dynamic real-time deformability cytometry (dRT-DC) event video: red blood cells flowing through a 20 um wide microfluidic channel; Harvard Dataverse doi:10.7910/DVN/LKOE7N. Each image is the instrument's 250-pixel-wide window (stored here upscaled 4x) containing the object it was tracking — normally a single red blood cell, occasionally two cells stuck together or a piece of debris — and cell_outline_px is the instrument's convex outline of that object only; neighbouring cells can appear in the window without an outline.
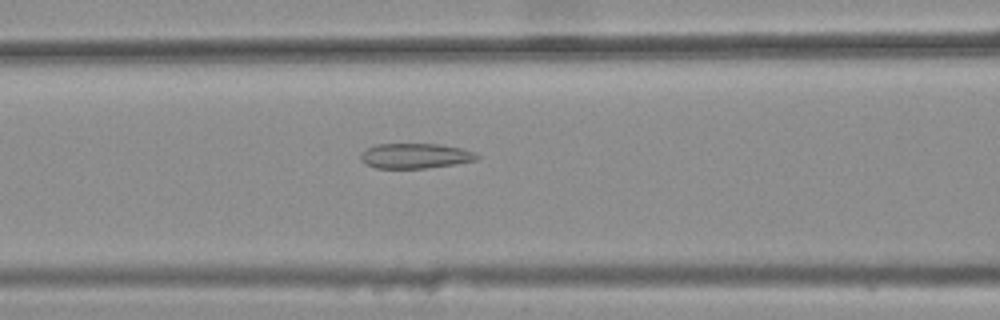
{"species": "common noctule bat (a hibernating species)", "species_latin": "Nyctalus noctula", "temperature_condition": "warm", "stored_images_in_passage": 38, "camera_frame_rate_fps": 3000, "um_per_image_px": 0.085, "animal": {"sex": "female", "body_mass_g": 25.1}, "frame": {"image": 1, "passage_image": 13, "time_ms": 4.0, "image_size_px": [1000, 320], "cell_outline_px": [[480, 156], [476, 160], [452, 164], [424, 168], [376, 168], [360, 160], [360, 156], [368, 148], [376, 144], [440, 144], [460, 148], [476, 152]], "centroid_in_image_um": [35.31, 13.24], "position_along_channel_um": 131.3, "area_um2": 16.76}}
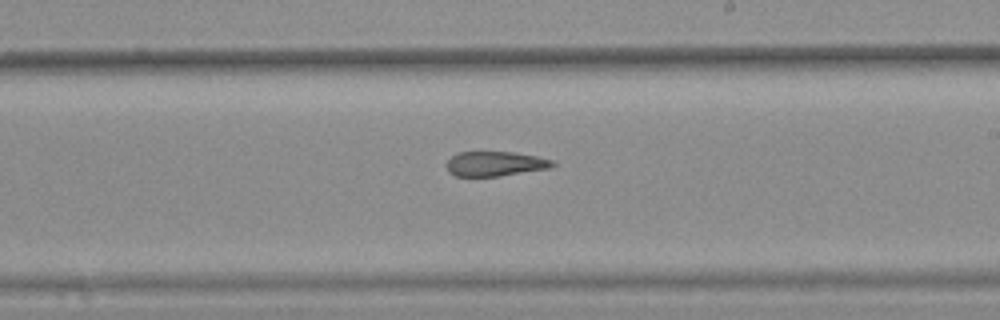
{"frame": {"image": 2, "passage_image": 22, "time_ms": 7.0, "image_size_px": [1000, 320], "cell_outline_px": [[556, 164], [548, 168], [500, 176], [456, 176], [448, 172], [444, 164], [452, 156], [460, 152], [512, 152], [536, 156], [552, 160]], "centroid_in_image_um": [42.03, 13.92], "position_along_channel_um": 247.0, "area_um2": 15.2}}
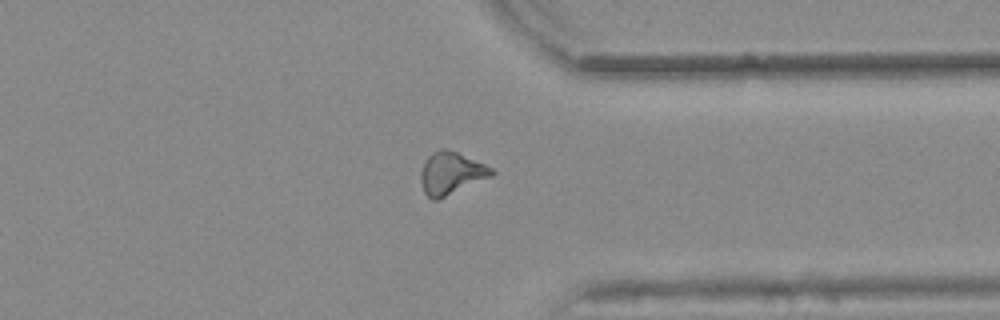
{"frame": {"image": 3, "passage_image": 32, "time_ms": 10.333, "image_size_px": [1000, 320], "cell_outline_px": [[496, 172], [492, 176], [436, 200], [432, 200], [424, 192], [420, 180], [420, 172], [424, 160], [432, 152], [440, 148], [444, 148], [456, 152], [484, 164], [492, 168]], "centroid_in_image_um": [38.31, 14.71], "position_along_channel_um": 373.1, "area_um2": 17.34}, "authors_computed_cell_mechanics": {"area_um2": 16.7909, "velocity_mm_per_s": 3.8696, "shape_relaxation_time_tau1_ms": null, "shape_relaxation_time_tau2_ms": 3.5442, "deformation_change_tau1": null, "deformation_change_tau2": 0.1187}}